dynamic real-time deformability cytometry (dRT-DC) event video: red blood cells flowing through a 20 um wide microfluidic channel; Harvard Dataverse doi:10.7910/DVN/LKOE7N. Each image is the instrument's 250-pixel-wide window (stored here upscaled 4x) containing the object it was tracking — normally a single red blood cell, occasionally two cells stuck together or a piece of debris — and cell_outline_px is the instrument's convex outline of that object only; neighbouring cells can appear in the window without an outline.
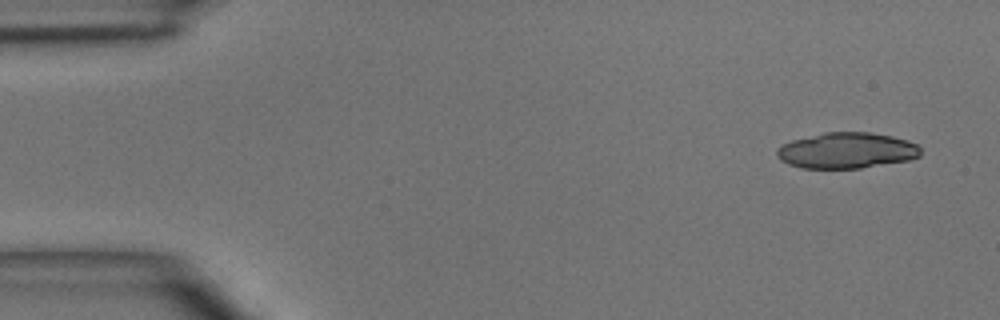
{"species": "common noctule bat (a hibernating species)", "species_latin": "Nyctalus noctula", "temperature_condition": "room temperature", "stored_images_in_passage": 4, "camera_frame_rate_fps": 3000, "um_per_image_px": 0.085, "animal": {"sex": "male", "body_mass_g": 15.6}, "frame": {"image": 1, "passage_image": 1, "time_ms": 0.0, "image_size_px": [1000, 320], "cell_outline_px": [[920, 156], [908, 160], [860, 168], [800, 168], [788, 164], [780, 160], [776, 156], [776, 148], [792, 140], [824, 132], [868, 132], [892, 136], [908, 140], [916, 144], [920, 148]], "centroid_in_image_um": [71.94, 12.79], "position_along_channel_um": 13.1, "area_um2": 30.06}}